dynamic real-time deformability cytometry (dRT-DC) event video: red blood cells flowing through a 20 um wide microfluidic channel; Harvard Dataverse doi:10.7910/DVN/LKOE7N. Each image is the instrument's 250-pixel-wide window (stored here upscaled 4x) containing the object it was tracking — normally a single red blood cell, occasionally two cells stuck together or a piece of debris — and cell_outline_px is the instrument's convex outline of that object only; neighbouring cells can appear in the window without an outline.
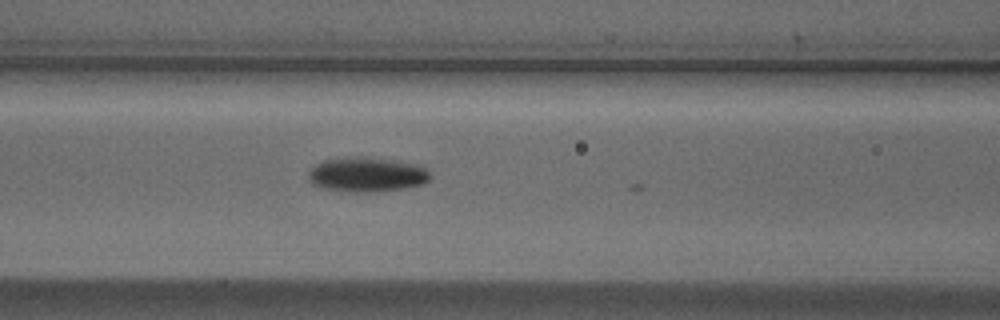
{"species": "Egyptian fruit bat (a non-hibernating species)", "species_latin": "Rousettus aegyptiacus", "temperature_condition": "cold", "stored_images_in_passage": 9, "camera_frame_rate_fps": 3000, "um_per_image_px": 0.085, "animal": {"sex": "male"}, "frame": {"image": 1, "passage_image": 6, "time_ms": 1.667, "image_size_px": [1000, 320], "cell_outline_px": [[432, 176], [424, 184], [404, 188], [376, 192], [360, 192], [324, 188], [312, 184], [308, 180], [308, 172], [316, 164], [324, 160], [356, 156], [360, 156], [396, 160], [420, 164]], "centroid_in_image_um": [31.21, 14.82], "position_along_channel_um": 135.4, "area_um2": 24.68}}